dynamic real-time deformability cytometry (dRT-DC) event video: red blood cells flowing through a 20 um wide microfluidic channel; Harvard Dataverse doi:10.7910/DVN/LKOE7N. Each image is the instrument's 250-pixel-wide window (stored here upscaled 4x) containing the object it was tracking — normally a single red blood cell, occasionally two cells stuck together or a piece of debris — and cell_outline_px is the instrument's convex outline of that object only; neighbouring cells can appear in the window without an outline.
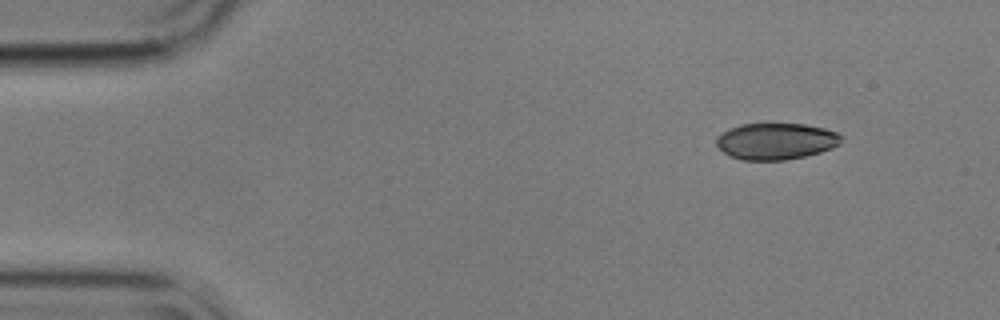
{"species": "common noctule bat (a hibernating species)", "species_latin": "Nyctalus noctula", "temperature_condition": "cold", "stored_images_in_passage": 2, "camera_frame_rate_fps": 3000, "um_per_image_px": 0.085, "animal": {"sex": "male", "body_mass_g": 17.9}, "frame": {"image": 1, "passage_image": 2, "time_ms": 0.333, "image_size_px": [1000, 320], "cell_outline_px": [[844, 136], [840, 144], [832, 148], [820, 152], [804, 156], [784, 160], [740, 160], [728, 156], [716, 144], [716, 136], [728, 128], [740, 124], [768, 120], [804, 124], [824, 128], [836, 132]], "centroid_in_image_um": [65.93, 11.95], "position_along_channel_um": 19.1, "area_um2": 27.69}}